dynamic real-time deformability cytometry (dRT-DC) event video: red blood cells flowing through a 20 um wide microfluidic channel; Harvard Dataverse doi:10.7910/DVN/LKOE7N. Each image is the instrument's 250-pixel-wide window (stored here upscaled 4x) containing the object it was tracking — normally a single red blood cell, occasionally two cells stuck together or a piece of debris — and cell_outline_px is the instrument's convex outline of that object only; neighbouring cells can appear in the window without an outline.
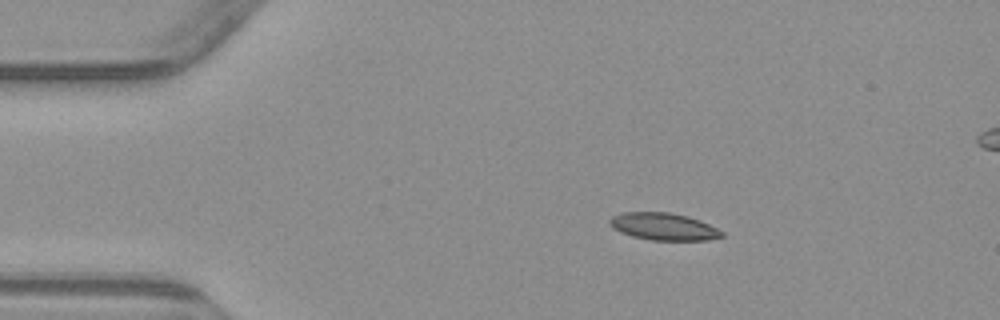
{"species": "common noctule bat (a hibernating species)", "species_latin": "Nyctalus noctula", "temperature_condition": "warm", "stored_images_in_passage": 5, "segment_of_instrument_passage": [1, 2], "camera_frame_rate_fps": 3000, "um_per_image_px": 0.085, "animal": {"sex": "male", "body_mass_g": 23.1, "forearm_length_mm": 52.7}, "frame": {"image": 1, "passage_image": 2, "time_ms": 2.0, "image_size_px": [1000, 320], "cell_outline_px": [[724, 236], [708, 240], [652, 240], [632, 236], [620, 232], [612, 228], [608, 224], [608, 220], [612, 216], [624, 212], [668, 212], [688, 216], [700, 220], [724, 232]], "centroid_in_image_um": [56.38, 19.25], "position_along_channel_um": 28.6, "area_um2": 17.86}}